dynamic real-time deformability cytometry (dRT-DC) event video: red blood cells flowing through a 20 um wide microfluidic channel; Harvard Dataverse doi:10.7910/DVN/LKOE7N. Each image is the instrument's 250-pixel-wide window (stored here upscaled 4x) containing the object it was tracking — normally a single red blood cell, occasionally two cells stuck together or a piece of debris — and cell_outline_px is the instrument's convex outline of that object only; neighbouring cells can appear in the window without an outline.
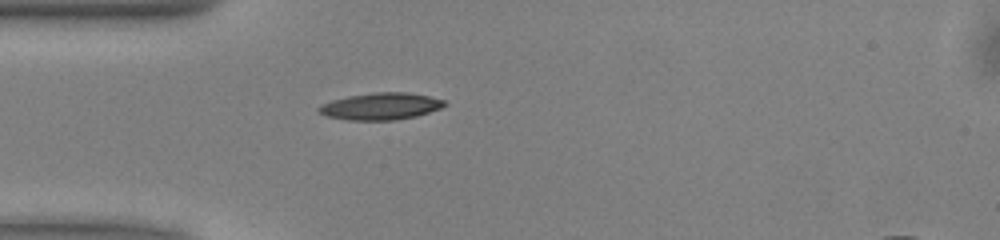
{"species": "common noctule bat (a hibernating species)", "species_latin": "Nyctalus noctula", "temperature_condition": "warm", "stored_images_in_passage": 38, "camera_frame_rate_fps": 3000, "um_per_image_px": 0.085, "animal": {"sex": "male", "body_mass_g": 13.0, "forearm_length_mm": 53.1}, "frame": {"image": 1, "passage_image": 1, "time_ms": 0.0, "image_size_px": [1000, 240], "cell_outline_px": [[448, 104], [440, 108], [416, 116], [396, 120], [348, 120], [328, 116], [320, 112], [316, 108], [320, 104], [332, 100], [348, 96], [372, 92], [408, 92], [428, 96], [444, 100]], "centroid_in_image_um": [32.35, 9.03], "position_along_channel_um": 52.6, "area_um2": 19.71}}
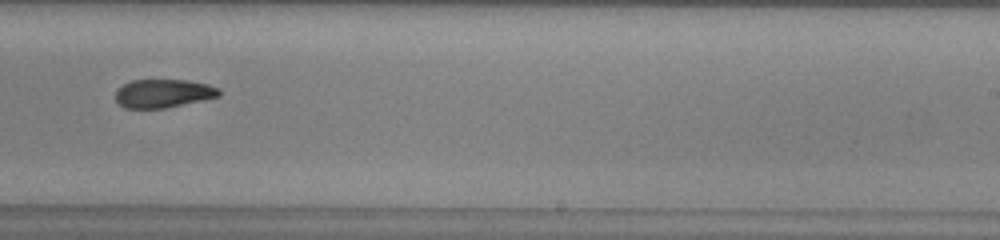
{"frame": {"image": 2, "passage_image": 18, "time_ms": 5.667, "image_size_px": [1000, 240], "cell_outline_px": [[220, 96], [164, 108], [124, 108], [116, 100], [116, 88], [132, 80], [188, 80], [208, 84], [220, 88]], "centroid_in_image_um": [13.87, 7.93], "position_along_channel_um": 275.1, "area_um2": 17.11}}
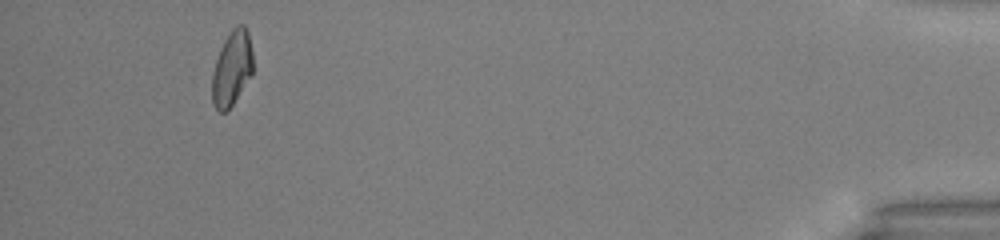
{"frame": {"image": 3, "passage_image": 34, "time_ms": 11.0, "image_size_px": [1000, 240], "cell_outline_px": [[252, 72], [228, 112], [220, 112], [212, 104], [212, 72], [220, 48], [224, 40], [232, 28], [236, 24], [244, 24], [248, 32], [252, 52]], "centroid_in_image_um": [19.69, 5.8], "position_along_channel_um": 415.5, "area_um2": 17.8}}